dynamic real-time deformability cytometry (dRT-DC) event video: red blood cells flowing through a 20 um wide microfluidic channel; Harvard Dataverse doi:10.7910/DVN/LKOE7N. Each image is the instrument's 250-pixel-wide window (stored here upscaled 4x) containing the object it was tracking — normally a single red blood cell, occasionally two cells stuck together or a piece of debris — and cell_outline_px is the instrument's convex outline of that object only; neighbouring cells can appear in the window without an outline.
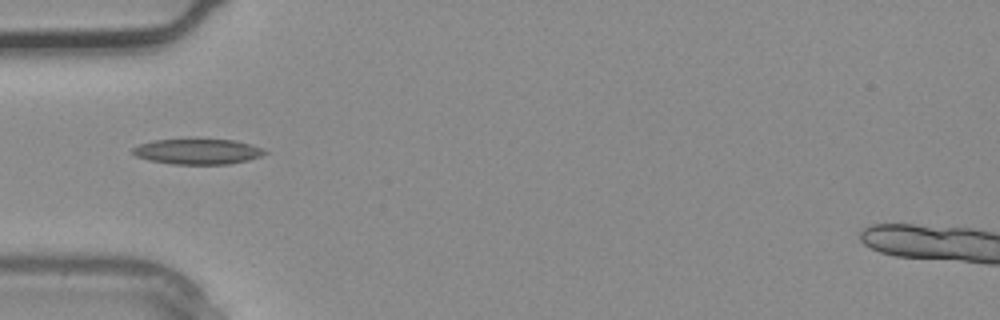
{"species": "common noctule bat (a hibernating species)", "species_latin": "Nyctalus noctula", "temperature_condition": "warm", "stored_images_in_passage": 3, "camera_frame_rate_fps": 3000, "um_per_image_px": 0.085, "animal": {"sex": "male", "body_mass_g": 20.4}, "frame": {"image": 1, "passage_image": 3, "time_ms": 0.667, "image_size_px": [1000, 320], "cell_outline_px": [[268, 152], [260, 156], [248, 160], [228, 164], [172, 164], [148, 160], [136, 156], [132, 152], [132, 148], [140, 144], [152, 140], [236, 140], [260, 148]], "centroid_in_image_um": [16.76, 12.89], "position_along_channel_um": 68.2, "area_um2": 19.25}}